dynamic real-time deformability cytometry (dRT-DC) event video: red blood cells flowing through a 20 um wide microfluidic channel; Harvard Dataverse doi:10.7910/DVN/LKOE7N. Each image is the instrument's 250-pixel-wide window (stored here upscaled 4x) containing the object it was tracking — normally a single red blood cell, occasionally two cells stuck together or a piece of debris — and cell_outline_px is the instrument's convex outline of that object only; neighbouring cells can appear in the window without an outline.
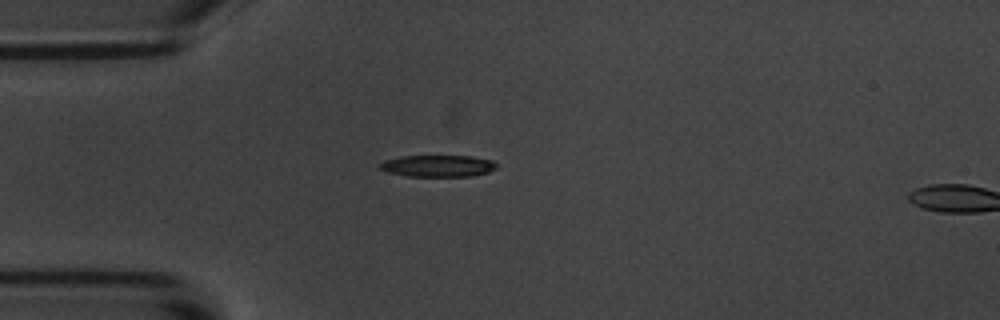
{"species": "common noctule bat (a hibernating species)", "species_latin": "Nyctalus noctula", "temperature_condition": "room temperature", "stored_images_in_passage": 2, "camera_frame_rate_fps": 3000, "um_per_image_px": 0.085, "animal": {"sex": "male", "body_mass_g": 20.1, "forearm_length_mm": 53.5}, "frame": {"image": 1, "passage_image": 1, "time_ms": 0.0, "image_size_px": [1000, 320], "cell_outline_px": [[496, 168], [488, 172], [472, 176], [408, 176], [388, 172], [380, 168], [376, 164], [384, 160], [400, 156], [468, 156], [492, 160], [496, 164]], "centroid_in_image_um": [37.18, 14.1], "position_along_channel_um": 47.8, "area_um2": 14.74}}